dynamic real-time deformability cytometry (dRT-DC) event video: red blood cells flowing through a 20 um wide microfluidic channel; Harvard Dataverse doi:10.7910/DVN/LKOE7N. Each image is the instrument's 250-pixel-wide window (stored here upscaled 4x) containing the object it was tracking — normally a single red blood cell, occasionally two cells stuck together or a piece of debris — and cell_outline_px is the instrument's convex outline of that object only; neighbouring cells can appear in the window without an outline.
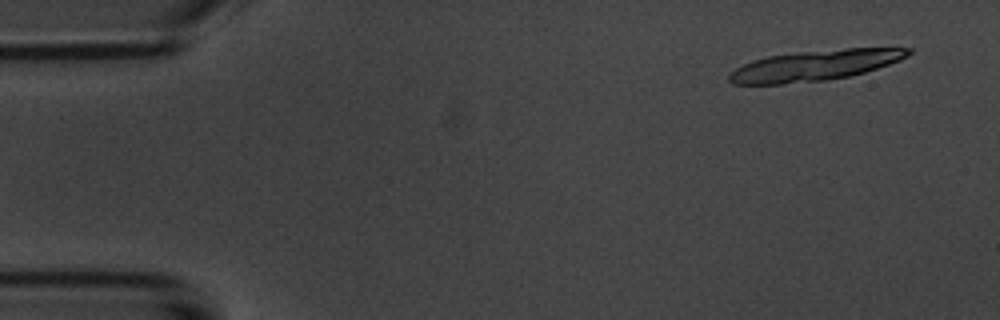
{"species": "common noctule bat (a hibernating species)", "species_latin": "Nyctalus noctula", "temperature_condition": "room temperature", "stored_images_in_passage": 17, "camera_frame_rate_fps": 3000, "um_per_image_px": 0.085, "animal": {"sex": "male", "body_mass_g": 20.1, "forearm_length_mm": 53.5}, "frame": {"image": 1, "passage_image": 3, "time_ms": 0.667, "image_size_px": [1000, 320], "cell_outline_px": [[912, 52], [908, 56], [900, 60], [864, 72], [848, 76], [824, 80], [780, 84], [732, 84], [728, 80], [728, 76], [736, 68], [752, 60], [768, 56], [800, 52], [848, 48], [912, 48]], "centroid_in_image_um": [69.26, 5.56], "position_along_channel_um": 15.7, "area_um2": 31.44}}